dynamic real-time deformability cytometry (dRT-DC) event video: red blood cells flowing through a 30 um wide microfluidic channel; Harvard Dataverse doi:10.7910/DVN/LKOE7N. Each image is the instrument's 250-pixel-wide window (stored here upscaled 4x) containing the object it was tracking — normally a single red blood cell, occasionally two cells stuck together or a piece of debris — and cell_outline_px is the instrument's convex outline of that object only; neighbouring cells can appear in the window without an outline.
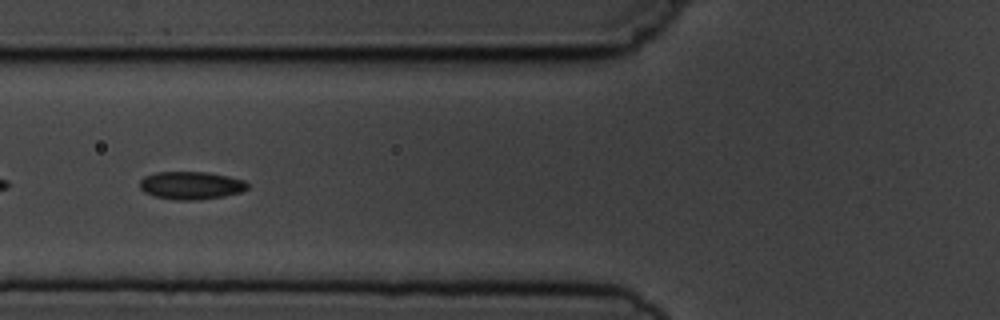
{"species": "common noctule bat (a hibernating species)", "species_latin": "Nyctalus noctula", "temperature_condition": "cold", "stored_images_in_passage": 9, "camera_frame_rate_fps": 3000, "um_per_image_px": 0.085, "animal": {"sex": "male", "body_mass_g": 19.5, "forearm_length_mm": 54.6}, "frame": {"image": 1, "passage_image": 6, "time_ms": 5.667, "image_size_px": [1000, 320], "cell_outline_px": [[248, 188], [240, 192], [224, 196], [200, 200], [176, 200], [152, 196], [144, 192], [140, 188], [140, 180], [144, 176], [156, 172], [208, 172], [228, 176], [244, 180], [248, 184]], "centroid_in_image_um": [16.22, 15.76], "position_along_channel_um": 109.6, "area_um2": 17.63}}
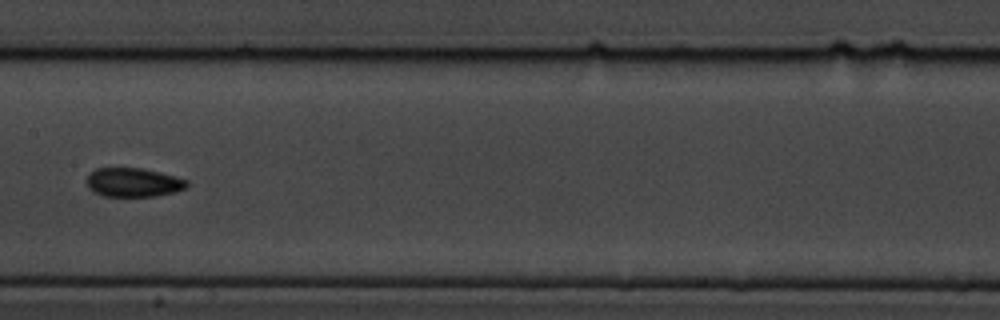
{"frame": {"image": 2, "passage_image": 8, "time_ms": 8.0, "image_size_px": [1000, 320], "cell_outline_px": [[188, 184], [184, 188], [176, 192], [156, 196], [104, 196], [88, 188], [88, 176], [96, 168], [140, 168], [160, 172], [188, 180]], "centroid_in_image_um": [11.36, 15.5], "position_along_channel_um": 196.0, "area_um2": 16.7}}
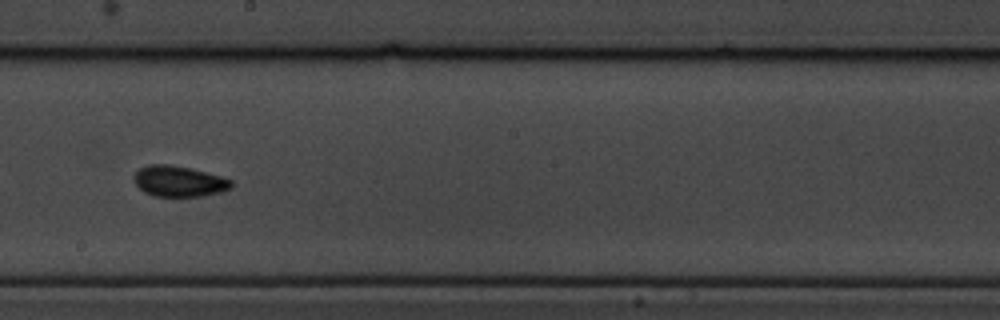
{"frame": {"image": 3, "passage_image": 9, "time_ms": 9.0, "image_size_px": [1000, 320], "cell_outline_px": [[232, 188], [220, 192], [204, 196], [152, 196], [144, 192], [136, 184], [132, 176], [140, 168], [148, 164], [168, 164], [192, 168], [220, 176], [232, 180]], "centroid_in_image_um": [15.2, 15.4], "position_along_channel_um": 233.0, "area_um2": 17.57}}